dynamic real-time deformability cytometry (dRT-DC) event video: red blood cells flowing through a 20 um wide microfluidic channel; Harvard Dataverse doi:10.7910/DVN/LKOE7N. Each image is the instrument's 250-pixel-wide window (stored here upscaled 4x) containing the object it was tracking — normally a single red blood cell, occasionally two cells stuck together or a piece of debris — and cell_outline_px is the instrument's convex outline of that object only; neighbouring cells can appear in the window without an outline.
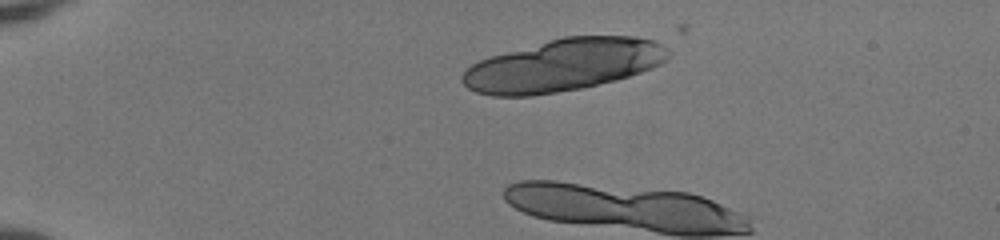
{"species": "human", "species_latin": "Homo sapiens", "temperature_condition": "room temperature", "stored_images_in_passage": 7, "camera_frame_rate_fps": 3000, "um_per_image_px": 0.085, "donor": {"sex": "female"}, "frame": {"image": 1, "passage_image": 4, "time_ms": 1.0, "image_size_px": [1000, 240], "cell_outline_px": [[668, 60], [652, 68], [616, 80], [580, 88], [532, 96], [492, 96], [476, 92], [468, 88], [460, 80], [460, 76], [472, 64], [480, 60], [492, 56], [548, 40], [564, 36], [636, 36], [652, 40], [668, 48]], "centroid_in_image_um": [47.87, 5.54], "position_along_channel_um": 37.1, "area_um2": 62.37}}